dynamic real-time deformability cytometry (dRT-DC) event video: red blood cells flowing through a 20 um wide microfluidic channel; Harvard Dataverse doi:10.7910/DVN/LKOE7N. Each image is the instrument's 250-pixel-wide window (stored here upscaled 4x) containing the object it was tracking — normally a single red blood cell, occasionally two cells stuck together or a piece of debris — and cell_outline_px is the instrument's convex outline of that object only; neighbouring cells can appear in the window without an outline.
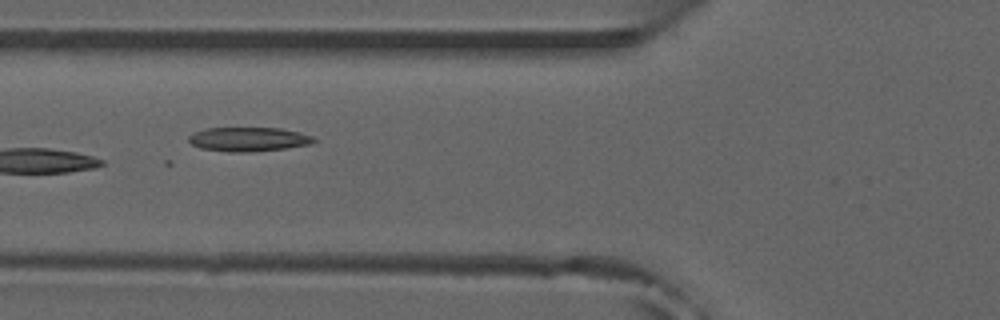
{"species": "common noctule bat (a hibernating species)", "species_latin": "Nyctalus noctula", "temperature_condition": "room temperature", "stored_images_in_passage": 30, "camera_frame_rate_fps": 3000, "um_per_image_px": 0.085, "animal": {"sex": "male", "forearm_length_mm": 52.5}, "frame": {"image": 1, "passage_image": 6, "time_ms": 1.667, "image_size_px": [1000, 320], "cell_outline_px": [[316, 140], [312, 144], [284, 148], [252, 152], [228, 152], [200, 148], [192, 144], [188, 140], [188, 136], [192, 132], [204, 128], [280, 128], [300, 132], [312, 136]], "centroid_in_image_um": [21.09, 11.83], "position_along_channel_um": 104.7, "area_um2": 17.74}}